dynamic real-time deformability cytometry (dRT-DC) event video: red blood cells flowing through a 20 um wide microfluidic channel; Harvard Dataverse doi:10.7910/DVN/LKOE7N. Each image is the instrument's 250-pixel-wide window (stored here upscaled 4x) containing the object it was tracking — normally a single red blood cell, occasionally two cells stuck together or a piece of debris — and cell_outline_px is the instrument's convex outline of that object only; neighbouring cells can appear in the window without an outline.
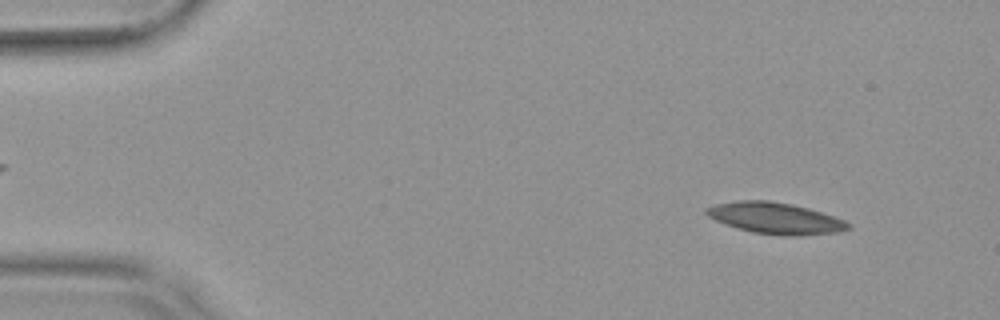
{"species": "common noctule bat (a hibernating species)", "species_latin": "Nyctalus noctula", "temperature_condition": "warm", "stored_images_in_passage": 53, "camera_frame_rate_fps": 3000, "um_per_image_px": 0.085, "animal": {"sex": "female", "body_mass_g": 19.9}, "frame": {"image": 1, "passage_image": 5, "time_ms": 1.333, "image_size_px": [1000, 320], "cell_outline_px": [[852, 228], [840, 232], [796, 236], [792, 236], [752, 232], [716, 220], [708, 216], [704, 212], [704, 208], [716, 204], [736, 200], [768, 200], [792, 204], [808, 208], [844, 220], [852, 224]], "centroid_in_image_um": [65.93, 18.54], "position_along_channel_um": 19.1, "area_um2": 25.72}}
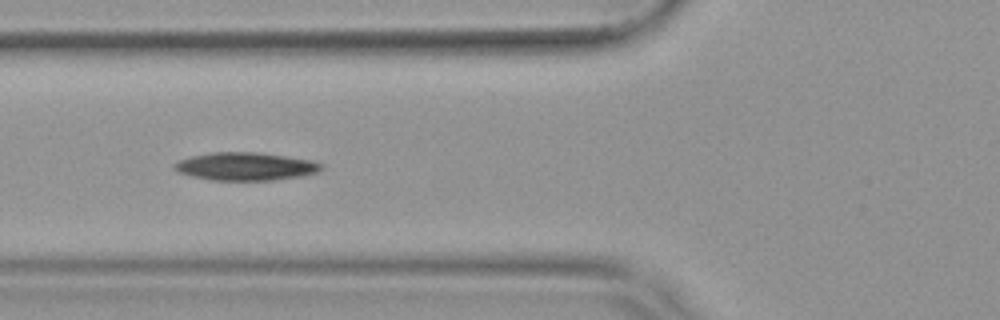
{"frame": {"image": 2, "passage_image": 20, "time_ms": 6.333, "image_size_px": [1000, 320], "cell_outline_px": [[324, 168], [320, 172], [304, 176], [272, 180], [212, 180], [192, 176], [176, 172], [172, 168], [172, 164], [180, 160], [192, 156], [212, 152], [256, 152], [312, 160], [324, 164]], "centroid_in_image_um": [20.9, 14.15], "position_along_channel_um": 104.9, "area_um2": 24.16}}
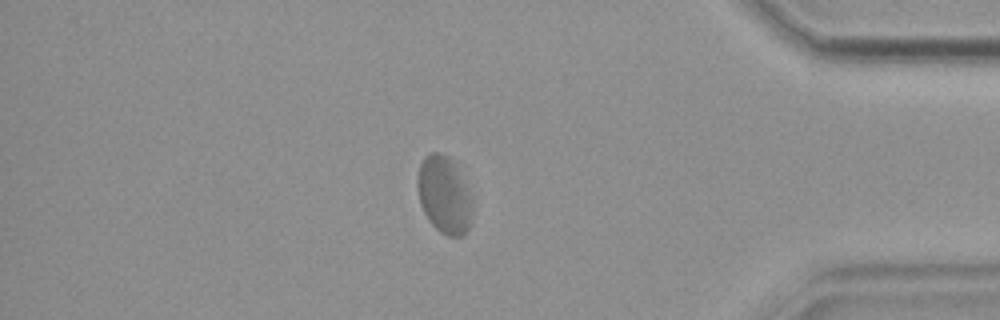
{"frame": {"image": 3, "passage_image": 46, "time_ms": 15.0, "image_size_px": [1000, 320], "cell_outline_px": [[472, 220], [468, 228], [460, 236], [448, 236], [440, 232], [428, 220], [420, 204], [416, 184], [416, 180], [420, 164], [424, 156], [432, 152], [440, 152], [448, 156], [452, 160], [464, 180], [468, 188], [472, 200]], "centroid_in_image_um": [37.74, 16.55], "position_along_channel_um": 397.5, "area_um2": 24.91}, "authors_computed_cell_mechanics": {"area_um2": 24.6806, "velocity_mm_per_s": 3.7076, "shape_relaxation_time_tau1_ms": null, "shape_relaxation_time_tau2_ms": 1.9907, "deformation_change_tau1": null, "deformation_change_tau2": 0.0782}}